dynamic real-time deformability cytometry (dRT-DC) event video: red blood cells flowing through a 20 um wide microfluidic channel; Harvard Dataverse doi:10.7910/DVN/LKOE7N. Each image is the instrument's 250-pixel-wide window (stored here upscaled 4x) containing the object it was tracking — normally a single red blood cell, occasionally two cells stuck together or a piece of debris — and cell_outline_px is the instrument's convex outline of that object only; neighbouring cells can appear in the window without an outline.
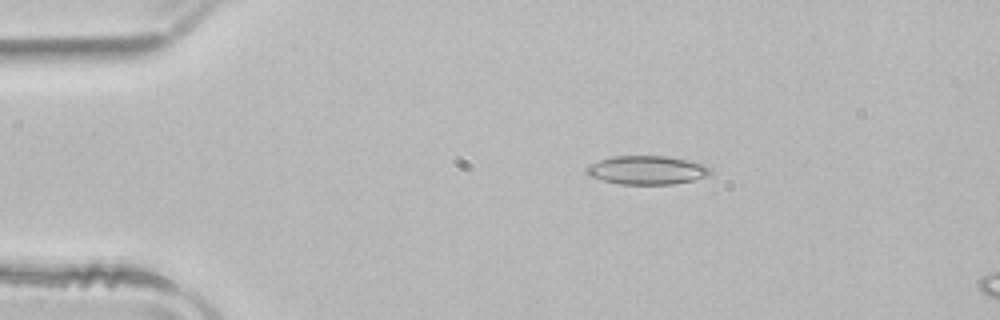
{"species": "common noctule bat (a hibernating species)", "species_latin": "Nyctalus noctula", "temperature_condition": "room temperature", "stored_images_in_passage": 5, "camera_frame_rate_fps": 3000, "um_per_image_px": 0.085, "animal": {"sex": "male", "body_mass_g": 21.5, "forearm_length_mm": 52.0}, "frame": {"image": 1, "passage_image": 1, "time_ms": 0.0, "image_size_px": [1000, 320], "cell_outline_px": [[712, 172], [708, 176], [692, 180], [672, 184], [620, 184], [604, 180], [592, 176], [588, 172], [588, 168], [592, 164], [600, 160], [612, 156], [668, 156], [688, 160], [704, 164], [712, 168]], "centroid_in_image_um": [55.08, 14.45], "position_along_channel_um": 29.9, "area_um2": 20.4}}